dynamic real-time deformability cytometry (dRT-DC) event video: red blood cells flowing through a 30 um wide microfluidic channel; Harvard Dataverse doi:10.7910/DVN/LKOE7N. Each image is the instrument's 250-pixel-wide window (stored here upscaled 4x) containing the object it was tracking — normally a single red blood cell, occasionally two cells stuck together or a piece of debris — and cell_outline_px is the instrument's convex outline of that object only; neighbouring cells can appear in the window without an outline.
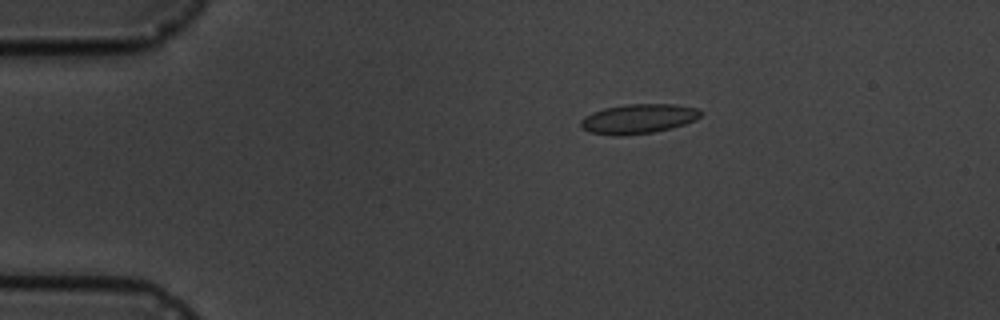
{"species": "common noctule bat (a hibernating species)", "species_latin": "Nyctalus noctula", "temperature_condition": "cold", "stored_images_in_passage": 5, "camera_frame_rate_fps": 3000, "um_per_image_px": 0.085, "animal": {"sex": "male", "body_mass_g": 19.5, "forearm_length_mm": 54.6}, "frame": {"image": 1, "passage_image": 2, "time_ms": 1.333, "image_size_px": [1000, 320], "cell_outline_px": [[704, 112], [696, 120], [672, 128], [652, 132], [620, 136], [612, 136], [588, 132], [580, 128], [580, 120], [584, 116], [592, 112], [604, 108], [628, 104], [676, 104], [696, 108]], "centroid_in_image_um": [54.23, 10.1], "position_along_channel_um": 30.8, "area_um2": 20.92}}
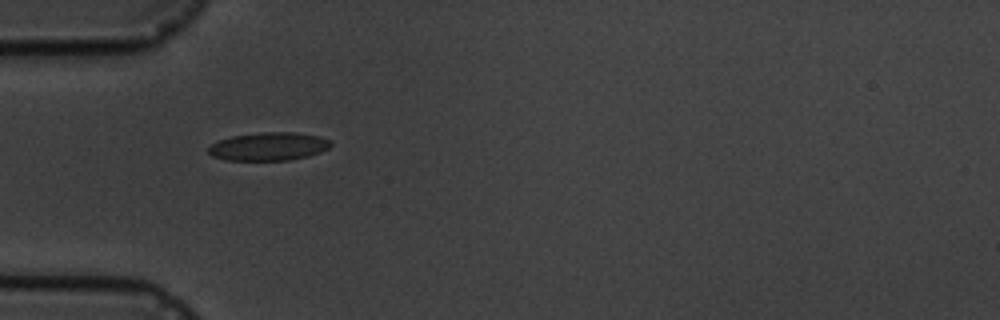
{"frame": {"image": 2, "passage_image": 4, "time_ms": 3.667, "image_size_px": [1000, 320], "cell_outline_px": [[332, 144], [328, 148], [320, 152], [308, 156], [288, 160], [224, 160], [212, 156], [208, 152], [208, 148], [212, 144], [220, 140], [232, 136], [264, 132], [292, 132], [320, 136], [332, 140]], "centroid_in_image_um": [22.85, 12.45], "position_along_channel_um": 62.1, "area_um2": 20.06}}
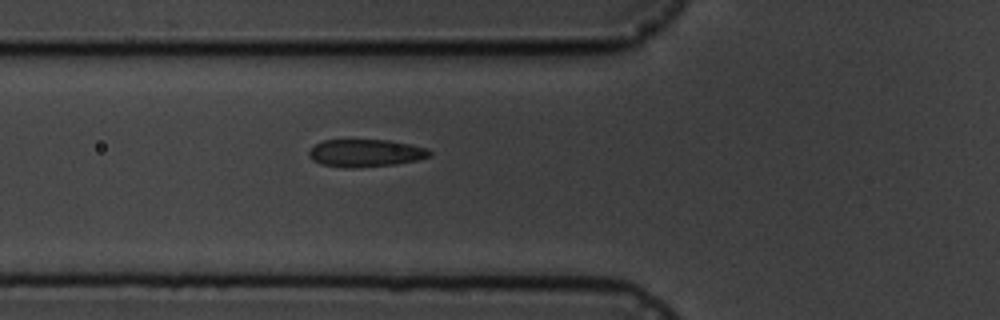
{"frame": {"image": 3, "passage_image": 5, "time_ms": 4.667, "image_size_px": [1000, 320], "cell_outline_px": [[432, 156], [416, 160], [396, 164], [348, 168], [344, 168], [320, 164], [312, 160], [308, 156], [308, 152], [316, 144], [324, 140], [388, 140], [412, 144], [428, 148], [432, 152]], "centroid_in_image_um": [31.09, 13.01], "position_along_channel_um": 94.7, "area_um2": 19.48}}